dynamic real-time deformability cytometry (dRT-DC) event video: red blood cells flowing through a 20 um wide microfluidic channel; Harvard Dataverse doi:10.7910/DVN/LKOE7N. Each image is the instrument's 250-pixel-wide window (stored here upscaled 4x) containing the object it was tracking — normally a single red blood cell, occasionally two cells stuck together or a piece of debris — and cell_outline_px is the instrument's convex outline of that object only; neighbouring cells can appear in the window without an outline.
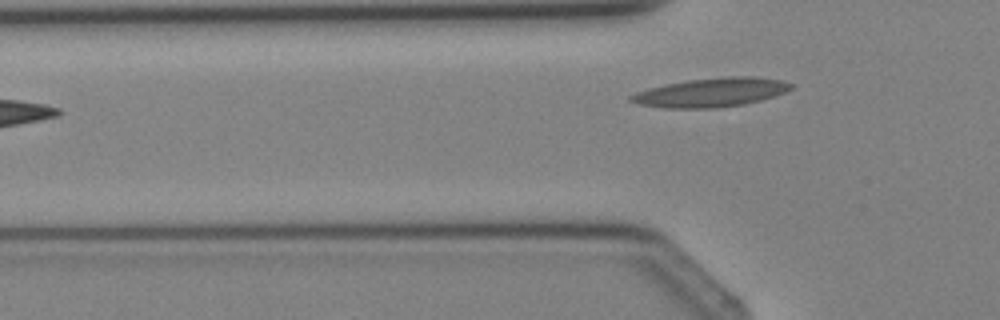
{"species": "Egyptian fruit bat (a non-hibernating species)", "species_latin": "Rousettus aegyptiacus", "temperature_condition": "cold", "stored_images_in_passage": 4, "camera_frame_rate_fps": 3000, "um_per_image_px": 0.085, "animal": {"sex": "female"}, "frame": {"image": 1, "passage_image": 4, "time_ms": 3.333, "image_size_px": [1000, 320], "cell_outline_px": [[792, 88], [784, 92], [760, 100], [744, 104], [712, 108], [664, 108], [640, 104], [628, 100], [628, 96], [636, 92], [648, 88], [664, 84], [688, 80], [720, 76], [752, 76], [780, 80], [792, 84]], "centroid_in_image_um": [60.39, 7.85], "position_along_channel_um": 65.4, "area_um2": 26.93}}